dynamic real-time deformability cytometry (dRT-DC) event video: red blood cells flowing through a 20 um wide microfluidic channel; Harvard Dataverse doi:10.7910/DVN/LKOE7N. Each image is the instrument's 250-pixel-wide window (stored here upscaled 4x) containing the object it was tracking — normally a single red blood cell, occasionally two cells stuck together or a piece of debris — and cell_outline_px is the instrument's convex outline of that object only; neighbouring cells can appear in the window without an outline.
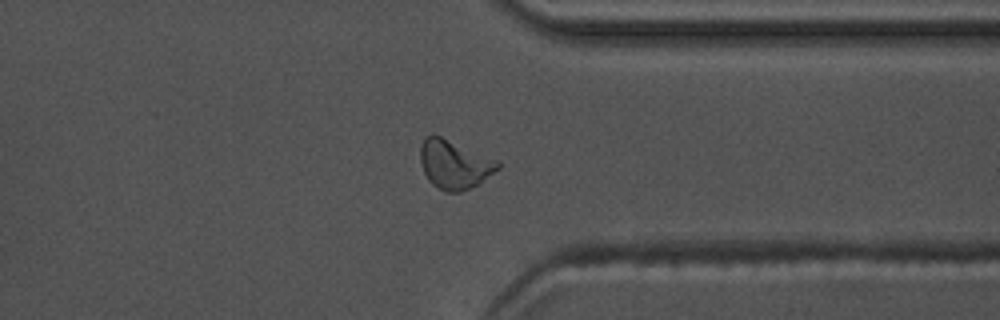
{"species": "common noctule bat (a hibernating species)", "species_latin": "Nyctalus noctula", "temperature_condition": "warm", "stored_images_in_passage": 56, "segment_of_instrument_passage": [1, 2], "camera_frame_rate_fps": 3000, "um_per_image_px": 0.085, "animal": {"sex": "male", "body_mass_g": 17.5, "forearm_length_mm": 52.3}, "frame": {"image": 1, "passage_image": 43, "time_ms": 14.0, "image_size_px": [1000, 320], "cell_outline_px": [[500, 168], [480, 184], [460, 192], [444, 192], [432, 184], [428, 180], [424, 172], [420, 160], [420, 144], [424, 136], [432, 132], [500, 160]], "centroid_in_image_um": [38.63, 13.95], "position_along_channel_um": 372.8, "area_um2": 22.72}}
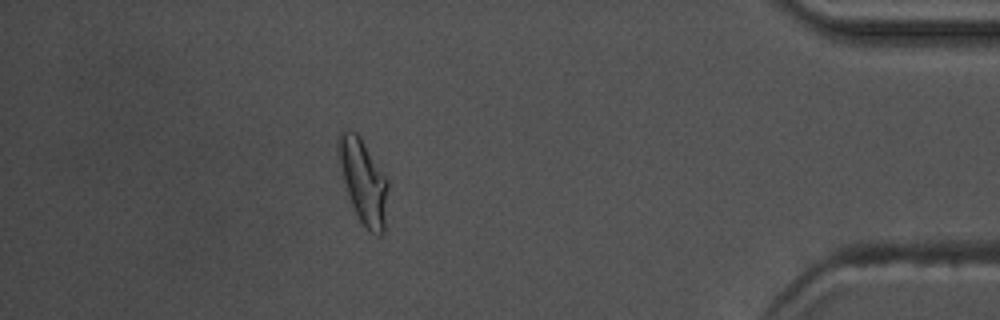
{"frame": {"image": 2, "passage_image": 49, "time_ms": 16.0, "image_size_px": [1000, 320], "cell_outline_px": [[388, 188], [384, 232], [380, 236], [376, 236], [368, 232], [360, 220], [352, 204], [336, 160], [336, 136], [344, 128], [348, 128], [356, 132], [360, 136], [388, 180]], "centroid_in_image_um": [30.84, 15.35], "position_along_channel_um": 404.4, "area_um2": 24.85}}